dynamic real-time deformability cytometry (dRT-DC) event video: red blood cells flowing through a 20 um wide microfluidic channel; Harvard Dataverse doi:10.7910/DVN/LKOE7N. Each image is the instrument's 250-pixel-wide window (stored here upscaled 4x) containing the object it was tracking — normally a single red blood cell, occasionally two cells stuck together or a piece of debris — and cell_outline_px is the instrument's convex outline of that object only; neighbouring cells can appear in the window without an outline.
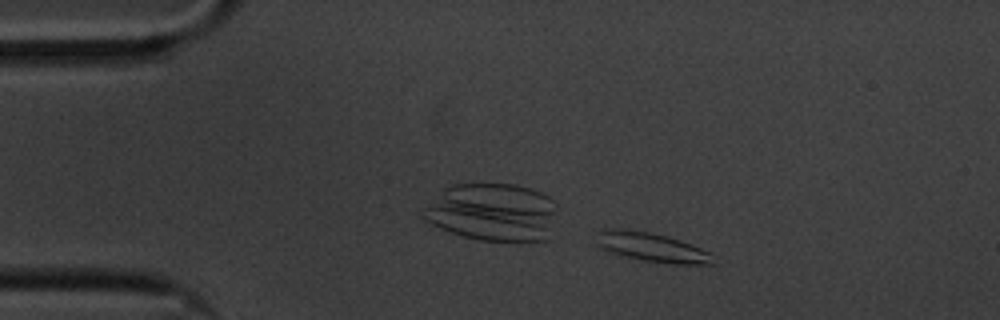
{"species": "common noctule bat (a hibernating species)", "species_latin": "Nyctalus noctula", "temperature_condition": "cold", "stored_images_in_passage": 51, "camera_frame_rate_fps": 3000, "um_per_image_px": 0.085, "animal": {"sex": "male", "body_mass_g": 20.1, "forearm_length_mm": 53.5}, "frame": {"image": 1, "passage_image": 2, "time_ms": 0.333, "image_size_px": [1000, 320], "cell_outline_px": [[716, 264], [676, 264], [644, 260], [612, 252], [596, 244], [596, 232], [648, 232], [680, 240], [692, 244], [712, 252], [716, 256]], "centroid_in_image_um": [55.63, 21.08], "position_along_channel_um": 29.4, "area_um2": 18.84}}
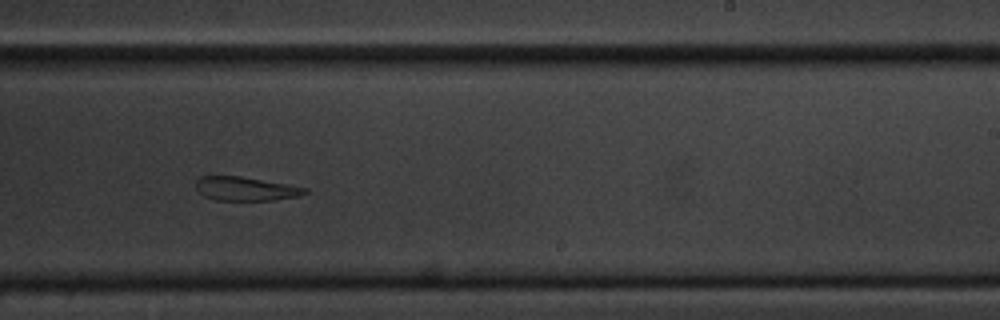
{"frame": {"image": 2, "passage_image": 28, "time_ms": 9.0, "image_size_px": [1000, 320], "cell_outline_px": [[308, 192], [300, 196], [276, 200], [216, 200], [204, 196], [196, 188], [196, 180], [200, 176], [240, 176], [292, 184], [308, 188]], "centroid_in_image_um": [20.94, 16.04], "position_along_channel_um": 268.1, "area_um2": 15.37}}
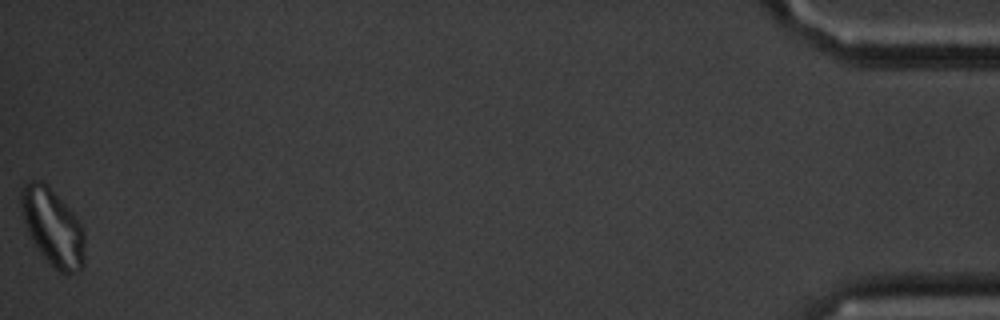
{"frame": {"image": 3, "passage_image": 51, "time_ms": 16.667, "image_size_px": [1000, 320], "cell_outline_px": [[84, 264], [76, 272], [60, 272], [40, 252], [32, 240], [28, 232], [24, 220], [20, 204], [20, 192], [24, 180], [40, 180], [48, 184], [72, 212], [80, 224], [84, 232]], "centroid_in_image_um": [4.46, 19.24], "position_along_channel_um": 430.7, "area_um2": 28.26}, "authors_computed_cell_mechanics": {"area_um2": 17.629, "velocity_mm_per_s": 3.3628, "shape_relaxation_time_tau1_ms": null, "shape_relaxation_time_tau2_ms": 4.7426, "deformation_change_tau1": null, "deformation_change_tau2": 0.1419}}